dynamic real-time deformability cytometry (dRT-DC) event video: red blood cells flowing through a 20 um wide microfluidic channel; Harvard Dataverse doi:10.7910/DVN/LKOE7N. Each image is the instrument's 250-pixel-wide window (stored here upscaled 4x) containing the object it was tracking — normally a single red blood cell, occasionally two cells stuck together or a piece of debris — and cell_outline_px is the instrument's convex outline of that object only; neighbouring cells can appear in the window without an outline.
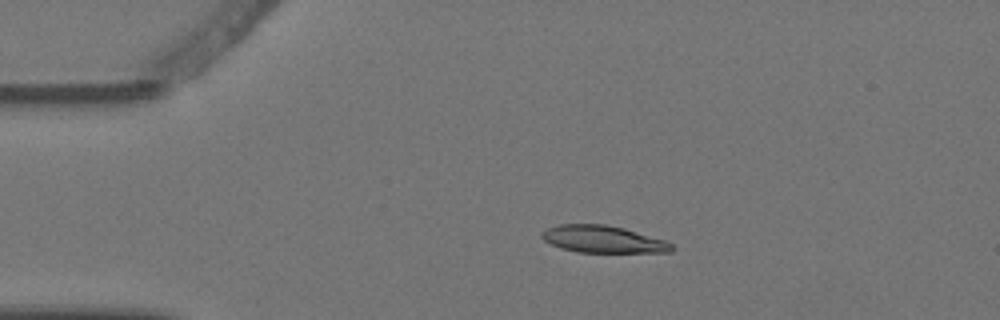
{"species": "Egyptian fruit bat (a non-hibernating species)", "species_latin": "Rousettus aegyptiacus", "temperature_condition": "warm", "stored_images_in_passage": 4, "camera_frame_rate_fps": 3000, "um_per_image_px": 0.085, "animal": {"sex": "female"}, "frame": {"image": 1, "passage_image": 3, "time_ms": 0.667, "image_size_px": [1000, 320], "cell_outline_px": [[672, 252], [576, 252], [560, 248], [544, 240], [540, 236], [540, 232], [548, 228], [560, 224], [604, 224], [624, 228], [664, 240], [672, 244]], "centroid_in_image_um": [51.21, 20.33], "position_along_channel_um": 33.8, "area_um2": 20.4}}